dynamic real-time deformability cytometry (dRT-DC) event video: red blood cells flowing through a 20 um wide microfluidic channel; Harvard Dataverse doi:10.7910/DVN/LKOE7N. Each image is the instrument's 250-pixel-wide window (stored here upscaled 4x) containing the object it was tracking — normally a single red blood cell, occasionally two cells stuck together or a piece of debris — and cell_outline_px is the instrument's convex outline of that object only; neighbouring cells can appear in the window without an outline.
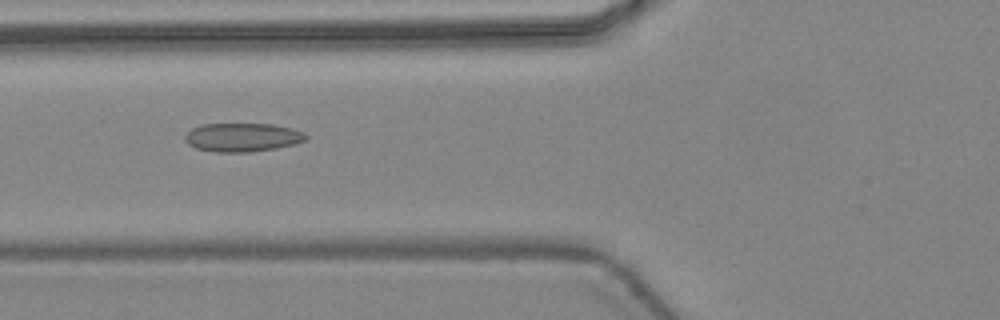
{"species": "common noctule bat (a hibernating species)", "species_latin": "Nyctalus noctula", "temperature_condition": "warm", "stored_images_in_passage": 47, "camera_frame_rate_fps": 3000, "um_per_image_px": 0.085, "animal": {"sex": "female", "body_mass_g": 24.6, "forearm_length_mm": 56.2}, "frame": {"image": 1, "passage_image": 19, "time_ms": 6.0, "image_size_px": [1000, 320], "cell_outline_px": [[308, 140], [296, 144], [276, 148], [252, 152], [216, 152], [196, 148], [188, 144], [184, 140], [184, 136], [192, 128], [204, 124], [272, 124], [292, 128], [304, 132], [308, 136]], "centroid_in_image_um": [20.64, 11.68], "position_along_channel_um": 105.2, "area_um2": 20.35}}
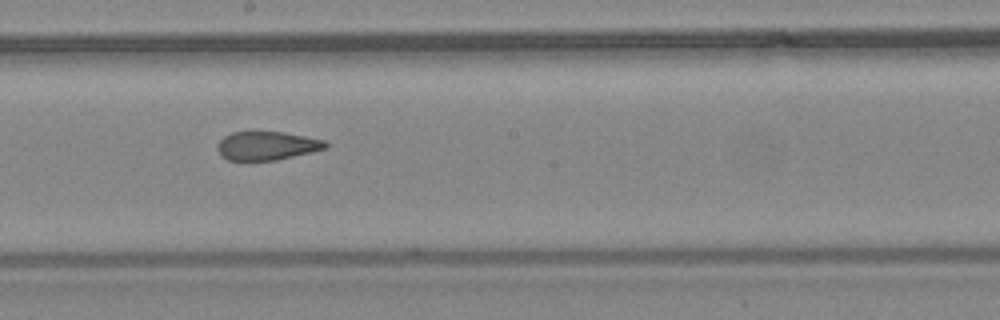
{"frame": {"image": 2, "passage_image": 27, "time_ms": 8.667, "image_size_px": [1000, 320], "cell_outline_px": [[328, 148], [312, 152], [276, 160], [228, 160], [220, 156], [216, 148], [216, 144], [224, 136], [232, 132], [284, 132], [324, 140], [328, 144]], "centroid_in_image_um": [22.66, 12.39], "position_along_channel_um": 225.5, "area_um2": 18.09}}
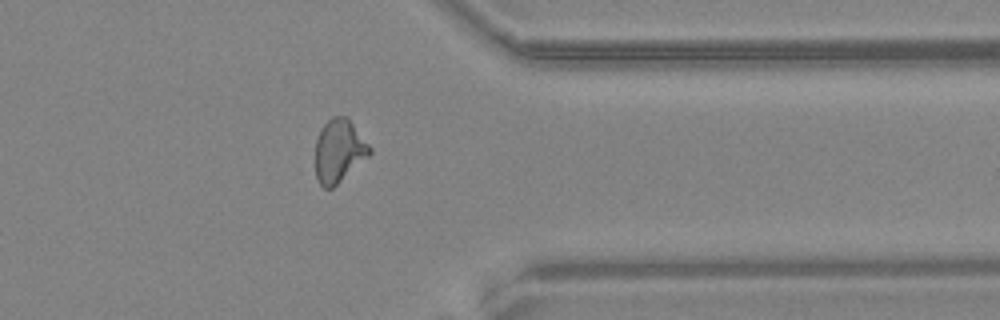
{"frame": {"image": 3, "passage_image": 38, "time_ms": 12.333, "image_size_px": [1000, 320], "cell_outline_px": [[372, 152], [368, 156], [332, 188], [324, 188], [316, 180], [316, 140], [320, 128], [332, 116], [348, 116], [372, 148]], "centroid_in_image_um": [28.81, 12.79], "position_along_channel_um": 382.6, "area_um2": 19.94}, "authors_computed_cell_mechanics": {"area_um2": 19.941, "velocity_mm_per_s": 4.4921, "shape_relaxation_time_tau1_ms": null, "shape_relaxation_time_tau2_ms": 1.4459, "deformation_change_tau1": null, "deformation_change_tau2": 0.0719}}